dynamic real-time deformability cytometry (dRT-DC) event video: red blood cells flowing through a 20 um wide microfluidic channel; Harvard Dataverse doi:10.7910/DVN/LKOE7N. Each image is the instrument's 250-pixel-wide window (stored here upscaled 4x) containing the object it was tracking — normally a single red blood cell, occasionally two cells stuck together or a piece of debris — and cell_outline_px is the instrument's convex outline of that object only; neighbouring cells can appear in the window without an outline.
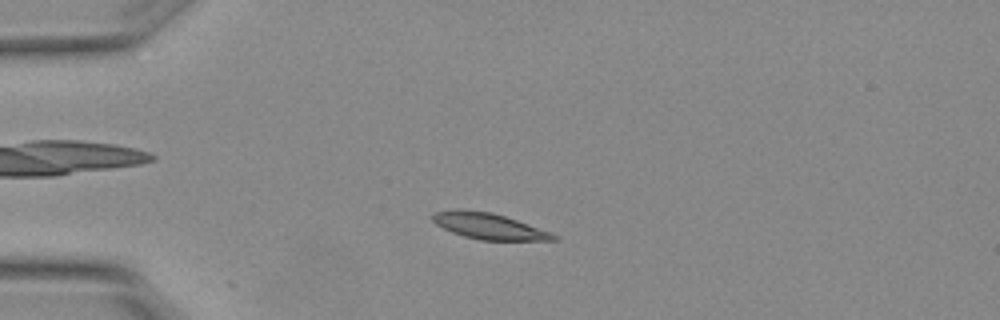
{"species": "Egyptian fruit bat (a non-hibernating species)", "species_latin": "Rousettus aegyptiacus", "temperature_condition": "warm", "stored_images_in_passage": 5, "camera_frame_rate_fps": 3000, "um_per_image_px": 0.085, "animal": {"sex": "female"}, "frame": {"image": 1, "passage_image": 3, "time_ms": 0.667, "image_size_px": [1000, 320], "cell_outline_px": [[560, 240], [480, 240], [464, 236], [452, 232], [436, 224], [432, 220], [432, 216], [436, 212], [456, 208], [460, 208], [492, 212], [552, 232]], "centroid_in_image_um": [41.54, 19.21], "position_along_channel_um": 43.5, "area_um2": 18.32}}
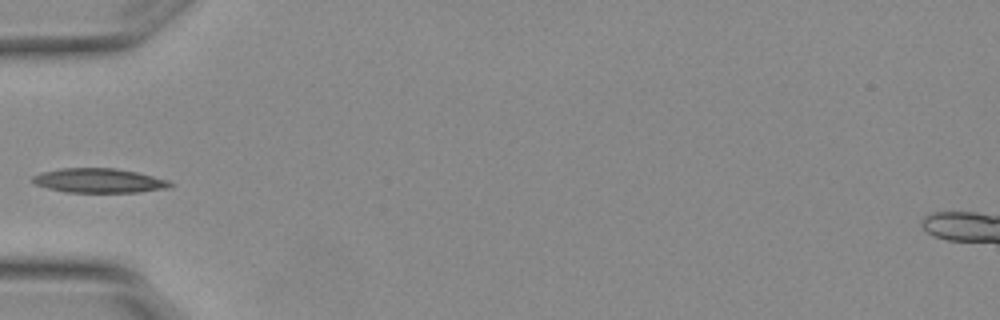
{"frame": {"image": 2, "passage_image": 4, "time_ms": 1.0, "image_size_px": [1000, 320], "cell_outline_px": [[172, 184], [168, 188], [140, 192], [64, 192], [48, 188], [36, 184], [32, 180], [32, 176], [44, 172], [60, 168], [112, 168], [136, 172], [168, 180]], "centroid_in_image_um": [8.4, 15.35], "position_along_channel_um": 76.6, "area_um2": 19.31}}
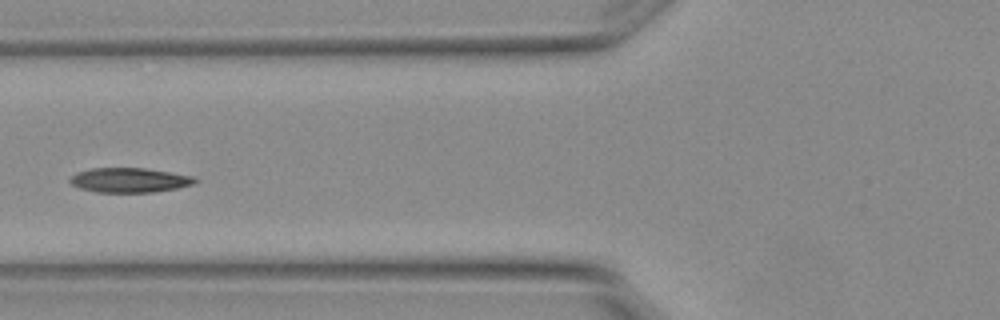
{"frame": {"image": 3, "passage_image": 5, "time_ms": 1.333, "image_size_px": [1000, 320], "cell_outline_px": [[200, 180], [192, 184], [176, 188], [152, 192], [96, 192], [80, 188], [72, 184], [68, 180], [76, 172], [92, 168], [144, 168], [196, 176]], "centroid_in_image_um": [11.02, 15.3], "position_along_channel_um": 114.8, "area_um2": 17.92}}